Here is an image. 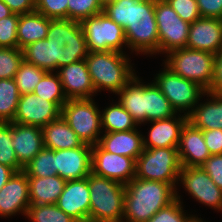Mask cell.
Here are the masks:
<instances>
[{"label":"cell","mask_w":222,"mask_h":222,"mask_svg":"<svg viewBox=\"0 0 222 222\" xmlns=\"http://www.w3.org/2000/svg\"><path fill=\"white\" fill-rule=\"evenodd\" d=\"M24 61L54 72L83 60L88 55L81 24L70 19H50L47 38L28 44L22 49Z\"/></svg>","instance_id":"cell-1"},{"label":"cell","mask_w":222,"mask_h":222,"mask_svg":"<svg viewBox=\"0 0 222 222\" xmlns=\"http://www.w3.org/2000/svg\"><path fill=\"white\" fill-rule=\"evenodd\" d=\"M156 0H107L103 12L125 32L129 49L144 55L159 54Z\"/></svg>","instance_id":"cell-2"},{"label":"cell","mask_w":222,"mask_h":222,"mask_svg":"<svg viewBox=\"0 0 222 222\" xmlns=\"http://www.w3.org/2000/svg\"><path fill=\"white\" fill-rule=\"evenodd\" d=\"M175 199L176 190L170 184L134 178L125 184L122 222H147Z\"/></svg>","instance_id":"cell-3"},{"label":"cell","mask_w":222,"mask_h":222,"mask_svg":"<svg viewBox=\"0 0 222 222\" xmlns=\"http://www.w3.org/2000/svg\"><path fill=\"white\" fill-rule=\"evenodd\" d=\"M135 75L117 94L118 101L131 114L137 125L176 115L169 100L154 82L144 84Z\"/></svg>","instance_id":"cell-4"},{"label":"cell","mask_w":222,"mask_h":222,"mask_svg":"<svg viewBox=\"0 0 222 222\" xmlns=\"http://www.w3.org/2000/svg\"><path fill=\"white\" fill-rule=\"evenodd\" d=\"M128 57L115 51L88 52L85 61L96 93L103 89L117 95L136 75Z\"/></svg>","instance_id":"cell-5"},{"label":"cell","mask_w":222,"mask_h":222,"mask_svg":"<svg viewBox=\"0 0 222 222\" xmlns=\"http://www.w3.org/2000/svg\"><path fill=\"white\" fill-rule=\"evenodd\" d=\"M90 191L89 222H122L125 205V185L106 177L88 176Z\"/></svg>","instance_id":"cell-6"},{"label":"cell","mask_w":222,"mask_h":222,"mask_svg":"<svg viewBox=\"0 0 222 222\" xmlns=\"http://www.w3.org/2000/svg\"><path fill=\"white\" fill-rule=\"evenodd\" d=\"M165 66L173 73L202 86L209 91L215 77V55L189 48L167 53Z\"/></svg>","instance_id":"cell-7"},{"label":"cell","mask_w":222,"mask_h":222,"mask_svg":"<svg viewBox=\"0 0 222 222\" xmlns=\"http://www.w3.org/2000/svg\"><path fill=\"white\" fill-rule=\"evenodd\" d=\"M181 169L177 147L144 148L136 159L135 178L165 182L177 191Z\"/></svg>","instance_id":"cell-8"},{"label":"cell","mask_w":222,"mask_h":222,"mask_svg":"<svg viewBox=\"0 0 222 222\" xmlns=\"http://www.w3.org/2000/svg\"><path fill=\"white\" fill-rule=\"evenodd\" d=\"M93 99H68L61 116L79 139L91 146L98 144L101 131V113Z\"/></svg>","instance_id":"cell-9"},{"label":"cell","mask_w":222,"mask_h":222,"mask_svg":"<svg viewBox=\"0 0 222 222\" xmlns=\"http://www.w3.org/2000/svg\"><path fill=\"white\" fill-rule=\"evenodd\" d=\"M152 81L169 100L176 113L182 112L186 116L192 112L194 106L199 103L201 97L205 96L207 92L197 83L173 73L165 65L164 70L159 71Z\"/></svg>","instance_id":"cell-10"},{"label":"cell","mask_w":222,"mask_h":222,"mask_svg":"<svg viewBox=\"0 0 222 222\" xmlns=\"http://www.w3.org/2000/svg\"><path fill=\"white\" fill-rule=\"evenodd\" d=\"M80 24L88 52L115 51L123 53V46H127L124 29L104 12L86 18Z\"/></svg>","instance_id":"cell-11"},{"label":"cell","mask_w":222,"mask_h":222,"mask_svg":"<svg viewBox=\"0 0 222 222\" xmlns=\"http://www.w3.org/2000/svg\"><path fill=\"white\" fill-rule=\"evenodd\" d=\"M155 16L159 36V53H169L185 48L189 38L190 23L183 21L179 15L164 1L156 0Z\"/></svg>","instance_id":"cell-12"},{"label":"cell","mask_w":222,"mask_h":222,"mask_svg":"<svg viewBox=\"0 0 222 222\" xmlns=\"http://www.w3.org/2000/svg\"><path fill=\"white\" fill-rule=\"evenodd\" d=\"M178 181L199 203L215 210H222V190L202 167H182Z\"/></svg>","instance_id":"cell-13"},{"label":"cell","mask_w":222,"mask_h":222,"mask_svg":"<svg viewBox=\"0 0 222 222\" xmlns=\"http://www.w3.org/2000/svg\"><path fill=\"white\" fill-rule=\"evenodd\" d=\"M136 160L134 158L109 153L98 144L92 146V173L122 184L129 183L135 178Z\"/></svg>","instance_id":"cell-14"},{"label":"cell","mask_w":222,"mask_h":222,"mask_svg":"<svg viewBox=\"0 0 222 222\" xmlns=\"http://www.w3.org/2000/svg\"><path fill=\"white\" fill-rule=\"evenodd\" d=\"M61 115V110L51 101L34 93L22 94L19 97L13 123L43 128Z\"/></svg>","instance_id":"cell-15"},{"label":"cell","mask_w":222,"mask_h":222,"mask_svg":"<svg viewBox=\"0 0 222 222\" xmlns=\"http://www.w3.org/2000/svg\"><path fill=\"white\" fill-rule=\"evenodd\" d=\"M57 175L68 180L87 178L91 172L92 146L82 144L74 149L54 150Z\"/></svg>","instance_id":"cell-16"},{"label":"cell","mask_w":222,"mask_h":222,"mask_svg":"<svg viewBox=\"0 0 222 222\" xmlns=\"http://www.w3.org/2000/svg\"><path fill=\"white\" fill-rule=\"evenodd\" d=\"M30 205L27 174L24 171L15 172L0 190V216L8 218L18 212L26 216Z\"/></svg>","instance_id":"cell-17"},{"label":"cell","mask_w":222,"mask_h":222,"mask_svg":"<svg viewBox=\"0 0 222 222\" xmlns=\"http://www.w3.org/2000/svg\"><path fill=\"white\" fill-rule=\"evenodd\" d=\"M56 205L77 222H89L90 191L88 177L68 180Z\"/></svg>","instance_id":"cell-18"},{"label":"cell","mask_w":222,"mask_h":222,"mask_svg":"<svg viewBox=\"0 0 222 222\" xmlns=\"http://www.w3.org/2000/svg\"><path fill=\"white\" fill-rule=\"evenodd\" d=\"M57 74L67 99H92L95 96L85 59L57 69Z\"/></svg>","instance_id":"cell-19"},{"label":"cell","mask_w":222,"mask_h":222,"mask_svg":"<svg viewBox=\"0 0 222 222\" xmlns=\"http://www.w3.org/2000/svg\"><path fill=\"white\" fill-rule=\"evenodd\" d=\"M186 48L216 55L222 49V19L201 17L191 23Z\"/></svg>","instance_id":"cell-20"},{"label":"cell","mask_w":222,"mask_h":222,"mask_svg":"<svg viewBox=\"0 0 222 222\" xmlns=\"http://www.w3.org/2000/svg\"><path fill=\"white\" fill-rule=\"evenodd\" d=\"M177 150L182 167H201L211 156L205 144L203 131L189 122L181 131Z\"/></svg>","instance_id":"cell-21"},{"label":"cell","mask_w":222,"mask_h":222,"mask_svg":"<svg viewBox=\"0 0 222 222\" xmlns=\"http://www.w3.org/2000/svg\"><path fill=\"white\" fill-rule=\"evenodd\" d=\"M178 116V117H176ZM188 122V116L174 115L167 119L150 121L148 138L143 137L144 148L178 147L183 127Z\"/></svg>","instance_id":"cell-22"},{"label":"cell","mask_w":222,"mask_h":222,"mask_svg":"<svg viewBox=\"0 0 222 222\" xmlns=\"http://www.w3.org/2000/svg\"><path fill=\"white\" fill-rule=\"evenodd\" d=\"M12 144L24 167L44 148L42 128L12 122Z\"/></svg>","instance_id":"cell-23"},{"label":"cell","mask_w":222,"mask_h":222,"mask_svg":"<svg viewBox=\"0 0 222 222\" xmlns=\"http://www.w3.org/2000/svg\"><path fill=\"white\" fill-rule=\"evenodd\" d=\"M98 145L109 153L124 155L135 160L143 152V135L136 129L120 132H104Z\"/></svg>","instance_id":"cell-24"},{"label":"cell","mask_w":222,"mask_h":222,"mask_svg":"<svg viewBox=\"0 0 222 222\" xmlns=\"http://www.w3.org/2000/svg\"><path fill=\"white\" fill-rule=\"evenodd\" d=\"M211 97L204 103L196 104L188 115V122L197 129H222V96L206 92Z\"/></svg>","instance_id":"cell-25"},{"label":"cell","mask_w":222,"mask_h":222,"mask_svg":"<svg viewBox=\"0 0 222 222\" xmlns=\"http://www.w3.org/2000/svg\"><path fill=\"white\" fill-rule=\"evenodd\" d=\"M44 147L51 150L74 149L83 144L60 115L42 128Z\"/></svg>","instance_id":"cell-26"},{"label":"cell","mask_w":222,"mask_h":222,"mask_svg":"<svg viewBox=\"0 0 222 222\" xmlns=\"http://www.w3.org/2000/svg\"><path fill=\"white\" fill-rule=\"evenodd\" d=\"M50 27V18L36 10L20 15L17 26L18 48L23 49L30 43L46 39Z\"/></svg>","instance_id":"cell-27"},{"label":"cell","mask_w":222,"mask_h":222,"mask_svg":"<svg viewBox=\"0 0 222 222\" xmlns=\"http://www.w3.org/2000/svg\"><path fill=\"white\" fill-rule=\"evenodd\" d=\"M31 205L56 204L66 180L60 176L28 177Z\"/></svg>","instance_id":"cell-28"},{"label":"cell","mask_w":222,"mask_h":222,"mask_svg":"<svg viewBox=\"0 0 222 222\" xmlns=\"http://www.w3.org/2000/svg\"><path fill=\"white\" fill-rule=\"evenodd\" d=\"M101 113V127L103 132H120L136 129L137 123L133 120L131 114L120 104L116 102L106 107Z\"/></svg>","instance_id":"cell-29"},{"label":"cell","mask_w":222,"mask_h":222,"mask_svg":"<svg viewBox=\"0 0 222 222\" xmlns=\"http://www.w3.org/2000/svg\"><path fill=\"white\" fill-rule=\"evenodd\" d=\"M53 73L47 72L36 85L33 93L47 101L53 102L61 110L68 99L58 74Z\"/></svg>","instance_id":"cell-30"},{"label":"cell","mask_w":222,"mask_h":222,"mask_svg":"<svg viewBox=\"0 0 222 222\" xmlns=\"http://www.w3.org/2000/svg\"><path fill=\"white\" fill-rule=\"evenodd\" d=\"M20 94L14 78L0 79V122L13 121Z\"/></svg>","instance_id":"cell-31"},{"label":"cell","mask_w":222,"mask_h":222,"mask_svg":"<svg viewBox=\"0 0 222 222\" xmlns=\"http://www.w3.org/2000/svg\"><path fill=\"white\" fill-rule=\"evenodd\" d=\"M27 177H49L56 176L54 150L43 148L23 170Z\"/></svg>","instance_id":"cell-32"},{"label":"cell","mask_w":222,"mask_h":222,"mask_svg":"<svg viewBox=\"0 0 222 222\" xmlns=\"http://www.w3.org/2000/svg\"><path fill=\"white\" fill-rule=\"evenodd\" d=\"M46 73V70L23 60L14 76L19 94L33 93L36 85Z\"/></svg>","instance_id":"cell-33"},{"label":"cell","mask_w":222,"mask_h":222,"mask_svg":"<svg viewBox=\"0 0 222 222\" xmlns=\"http://www.w3.org/2000/svg\"><path fill=\"white\" fill-rule=\"evenodd\" d=\"M26 217L32 222H77L56 204L30 205Z\"/></svg>","instance_id":"cell-34"},{"label":"cell","mask_w":222,"mask_h":222,"mask_svg":"<svg viewBox=\"0 0 222 222\" xmlns=\"http://www.w3.org/2000/svg\"><path fill=\"white\" fill-rule=\"evenodd\" d=\"M0 164L9 166L16 172L23 171L12 144V122H0Z\"/></svg>","instance_id":"cell-35"},{"label":"cell","mask_w":222,"mask_h":222,"mask_svg":"<svg viewBox=\"0 0 222 222\" xmlns=\"http://www.w3.org/2000/svg\"><path fill=\"white\" fill-rule=\"evenodd\" d=\"M103 6L102 0H69L68 19L81 22L103 12Z\"/></svg>","instance_id":"cell-36"},{"label":"cell","mask_w":222,"mask_h":222,"mask_svg":"<svg viewBox=\"0 0 222 222\" xmlns=\"http://www.w3.org/2000/svg\"><path fill=\"white\" fill-rule=\"evenodd\" d=\"M23 60L22 49L0 47V79L14 78Z\"/></svg>","instance_id":"cell-37"},{"label":"cell","mask_w":222,"mask_h":222,"mask_svg":"<svg viewBox=\"0 0 222 222\" xmlns=\"http://www.w3.org/2000/svg\"><path fill=\"white\" fill-rule=\"evenodd\" d=\"M176 191V199L168 206L160 209L147 222H189L193 215L186 216L180 196Z\"/></svg>","instance_id":"cell-38"},{"label":"cell","mask_w":222,"mask_h":222,"mask_svg":"<svg viewBox=\"0 0 222 222\" xmlns=\"http://www.w3.org/2000/svg\"><path fill=\"white\" fill-rule=\"evenodd\" d=\"M20 15H12L0 20V47L18 48L17 26Z\"/></svg>","instance_id":"cell-39"},{"label":"cell","mask_w":222,"mask_h":222,"mask_svg":"<svg viewBox=\"0 0 222 222\" xmlns=\"http://www.w3.org/2000/svg\"><path fill=\"white\" fill-rule=\"evenodd\" d=\"M69 0H36L35 10L50 19H68Z\"/></svg>","instance_id":"cell-40"},{"label":"cell","mask_w":222,"mask_h":222,"mask_svg":"<svg viewBox=\"0 0 222 222\" xmlns=\"http://www.w3.org/2000/svg\"><path fill=\"white\" fill-rule=\"evenodd\" d=\"M167 4L188 23H193L201 18L196 0H167Z\"/></svg>","instance_id":"cell-41"},{"label":"cell","mask_w":222,"mask_h":222,"mask_svg":"<svg viewBox=\"0 0 222 222\" xmlns=\"http://www.w3.org/2000/svg\"><path fill=\"white\" fill-rule=\"evenodd\" d=\"M213 182L222 190V154L211 155L201 166Z\"/></svg>","instance_id":"cell-42"},{"label":"cell","mask_w":222,"mask_h":222,"mask_svg":"<svg viewBox=\"0 0 222 222\" xmlns=\"http://www.w3.org/2000/svg\"><path fill=\"white\" fill-rule=\"evenodd\" d=\"M202 18L222 19V0H196Z\"/></svg>","instance_id":"cell-43"},{"label":"cell","mask_w":222,"mask_h":222,"mask_svg":"<svg viewBox=\"0 0 222 222\" xmlns=\"http://www.w3.org/2000/svg\"><path fill=\"white\" fill-rule=\"evenodd\" d=\"M211 155L222 154V129L202 130Z\"/></svg>","instance_id":"cell-44"},{"label":"cell","mask_w":222,"mask_h":222,"mask_svg":"<svg viewBox=\"0 0 222 222\" xmlns=\"http://www.w3.org/2000/svg\"><path fill=\"white\" fill-rule=\"evenodd\" d=\"M13 13L23 15L35 11L36 0H2Z\"/></svg>","instance_id":"cell-45"},{"label":"cell","mask_w":222,"mask_h":222,"mask_svg":"<svg viewBox=\"0 0 222 222\" xmlns=\"http://www.w3.org/2000/svg\"><path fill=\"white\" fill-rule=\"evenodd\" d=\"M209 92L222 96V49L215 55V77Z\"/></svg>","instance_id":"cell-46"},{"label":"cell","mask_w":222,"mask_h":222,"mask_svg":"<svg viewBox=\"0 0 222 222\" xmlns=\"http://www.w3.org/2000/svg\"><path fill=\"white\" fill-rule=\"evenodd\" d=\"M16 171L9 166L0 164V190L8 182V180L14 175Z\"/></svg>","instance_id":"cell-47"},{"label":"cell","mask_w":222,"mask_h":222,"mask_svg":"<svg viewBox=\"0 0 222 222\" xmlns=\"http://www.w3.org/2000/svg\"><path fill=\"white\" fill-rule=\"evenodd\" d=\"M12 14L13 12L11 9L2 0H0V20Z\"/></svg>","instance_id":"cell-48"},{"label":"cell","mask_w":222,"mask_h":222,"mask_svg":"<svg viewBox=\"0 0 222 222\" xmlns=\"http://www.w3.org/2000/svg\"><path fill=\"white\" fill-rule=\"evenodd\" d=\"M189 222H203V220H201V218H198V217L193 215Z\"/></svg>","instance_id":"cell-49"}]
</instances>
